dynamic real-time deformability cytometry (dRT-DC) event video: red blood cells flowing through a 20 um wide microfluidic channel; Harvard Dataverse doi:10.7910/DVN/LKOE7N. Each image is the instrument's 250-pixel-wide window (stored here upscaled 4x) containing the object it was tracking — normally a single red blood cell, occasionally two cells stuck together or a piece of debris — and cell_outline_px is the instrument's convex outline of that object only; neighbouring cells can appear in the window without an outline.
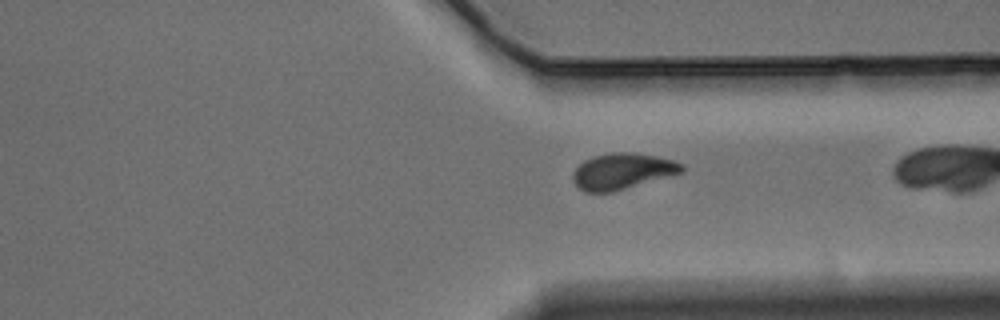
{"species": "Egyptian fruit bat (a non-hibernating species)", "species_latin": "Rousettus aegyptiacus", "temperature_condition": "warm", "stored_images_in_passage": 37, "camera_frame_rate_fps": 3000, "um_per_image_px": 0.085, "animal": {"sex": "male"}, "frame": {"image": 1, "passage_image": 36, "time_ms": 11.667, "image_size_px": [1000, 320], "cell_outline_px": [[684, 172], [612, 192], [584, 192], [572, 180], [572, 172], [584, 160], [596, 156], [612, 152], [632, 152], [656, 156], [672, 160], [684, 164]], "centroid_in_image_um": [52.9, 14.55], "position_along_channel_um": 358.5, "area_um2": 22.77}}